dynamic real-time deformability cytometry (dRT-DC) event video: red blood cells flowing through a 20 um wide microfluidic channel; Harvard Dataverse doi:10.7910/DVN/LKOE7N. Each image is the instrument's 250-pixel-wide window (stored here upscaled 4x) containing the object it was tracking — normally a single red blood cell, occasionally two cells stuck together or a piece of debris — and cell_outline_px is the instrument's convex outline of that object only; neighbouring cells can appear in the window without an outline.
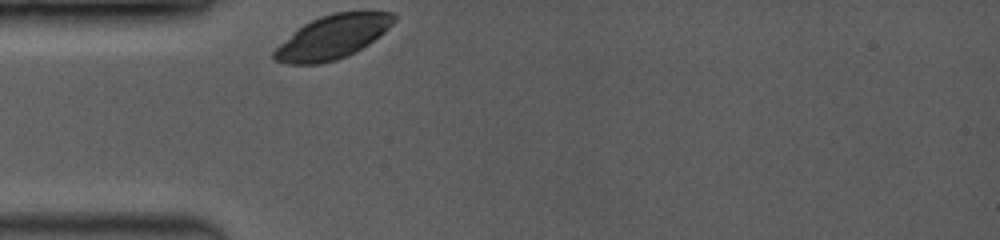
{"species": "common noctule bat (a hibernating species)", "species_latin": "Nyctalus noctula", "temperature_condition": "room temperature", "stored_images_in_passage": 8, "camera_frame_rate_fps": 3500, "um_per_image_px": 0.085, "animal": {"sex": "female", "body_mass_g": 19.0, "forearm_length_mm": 53.3}, "frame": {"image": 1, "passage_image": 1, "time_ms": 0.0, "image_size_px": [1000, 240], "cell_outline_px": [[396, 20], [380, 36], [356, 52], [348, 56], [336, 60], [320, 64], [284, 64], [272, 60], [272, 52], [280, 44], [304, 24], [320, 16], [336, 12], [392, 12], [396, 16]], "centroid_in_image_um": [28.26, 3.17], "position_along_channel_um": 56.7, "area_um2": 30.35}}
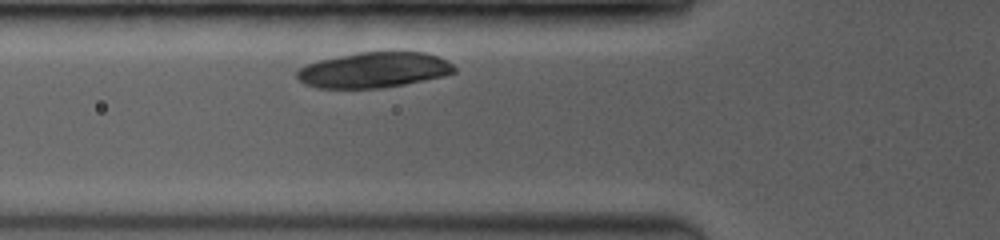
{"frame": {"image": 2, "passage_image": 5, "time_ms": 1.143, "image_size_px": [1000, 240], "cell_outline_px": [[456, 72], [444, 76], [384, 88], [316, 88], [304, 84], [296, 76], [296, 72], [300, 68], [308, 64], [320, 60], [360, 52], [424, 52], [448, 60], [456, 68]], "centroid_in_image_um": [31.8, 5.96], "position_along_channel_um": 94.0, "area_um2": 32.43}}